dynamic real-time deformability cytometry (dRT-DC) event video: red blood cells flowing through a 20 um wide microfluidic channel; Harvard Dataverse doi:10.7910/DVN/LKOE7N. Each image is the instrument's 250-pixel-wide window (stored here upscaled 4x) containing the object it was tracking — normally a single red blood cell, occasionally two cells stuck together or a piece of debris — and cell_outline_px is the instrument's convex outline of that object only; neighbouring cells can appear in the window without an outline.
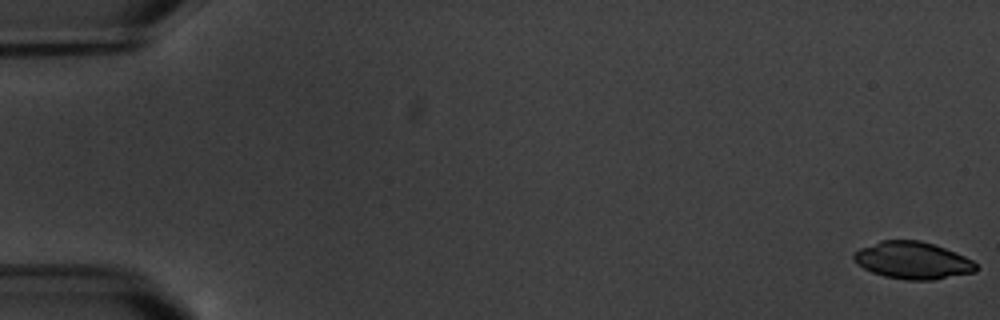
{"species": "common noctule bat (a hibernating species)", "species_latin": "Nyctalus noctula", "temperature_condition": "warm", "stored_images_in_passage": 4, "camera_frame_rate_fps": 3000, "um_per_image_px": 0.085, "animal": {"sex": "male", "body_mass_g": 20.1, "forearm_length_mm": 53.5}, "frame": {"image": 1, "passage_image": 1, "time_ms": 0.0, "image_size_px": [1000, 320], "cell_outline_px": [[980, 268], [976, 272], [932, 280], [904, 280], [884, 276], [872, 272], [864, 268], [852, 256], [852, 252], [860, 248], [880, 240], [920, 240], [944, 248], [964, 256], [972, 260]], "centroid_in_image_um": [77.59, 22.14], "position_along_channel_um": 7.4, "area_um2": 26.47}}